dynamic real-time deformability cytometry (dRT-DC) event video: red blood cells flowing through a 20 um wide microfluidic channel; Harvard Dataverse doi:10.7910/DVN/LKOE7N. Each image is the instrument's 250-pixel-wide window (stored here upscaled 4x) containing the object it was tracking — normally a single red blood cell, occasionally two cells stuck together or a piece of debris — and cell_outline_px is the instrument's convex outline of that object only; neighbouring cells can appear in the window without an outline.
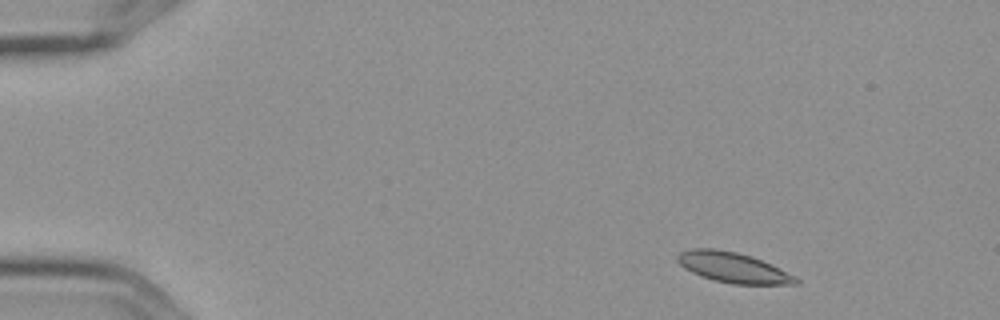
{"species": "Egyptian fruit bat (a non-hibernating species)", "species_latin": "Rousettus aegyptiacus", "temperature_condition": "cold", "stored_images_in_passage": 3, "camera_frame_rate_fps": 3000, "um_per_image_px": 0.085, "frame": {"image": 1, "passage_image": 1, "time_ms": 0.0, "image_size_px": [1000, 320], "cell_outline_px": [[800, 284], [732, 284], [700, 276], [684, 268], [676, 260], [676, 256], [680, 252], [692, 248], [716, 248], [736, 252], [752, 256], [796, 276], [800, 280]], "centroid_in_image_um": [62.3, 22.73], "position_along_channel_um": 22.7, "area_um2": 20.87}}